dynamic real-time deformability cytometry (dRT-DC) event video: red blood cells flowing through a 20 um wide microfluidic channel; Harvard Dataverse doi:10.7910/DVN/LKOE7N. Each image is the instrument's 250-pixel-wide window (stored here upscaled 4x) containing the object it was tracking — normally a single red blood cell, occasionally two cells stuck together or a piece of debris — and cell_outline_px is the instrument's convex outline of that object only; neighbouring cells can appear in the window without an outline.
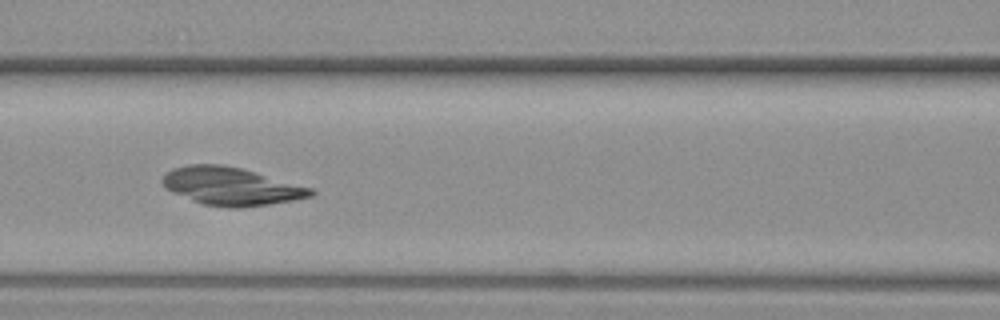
{"species": "common noctule bat (a hibernating species)", "species_latin": "Nyctalus noctula", "temperature_condition": "warm", "stored_images_in_passage": 42, "camera_frame_rate_fps": 3000, "um_per_image_px": 0.085, "animal": {"sex": "female", "body_mass_g": 19.3, "forearm_length_mm": 54.1}, "frame": {"image": 1, "passage_image": 15, "time_ms": 4.667, "image_size_px": [1000, 320], "cell_outline_px": [[316, 192], [312, 196], [296, 200], [240, 208], [232, 208], [204, 204], [192, 200], [172, 192], [164, 188], [160, 180], [172, 168], [188, 164], [220, 164], [240, 168], [312, 188]], "centroid_in_image_um": [19.62, 15.83], "position_along_channel_um": 147.0, "area_um2": 32.6}}
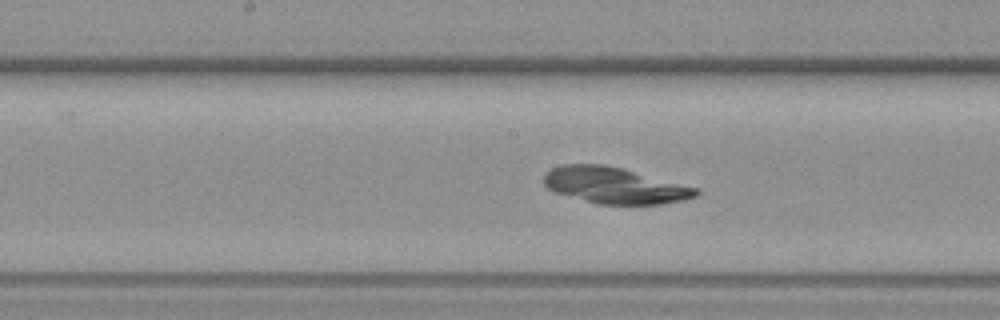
{"frame": {"image": 2, "passage_image": 19, "time_ms": 6.0, "image_size_px": [1000, 320], "cell_outline_px": [[700, 192], [696, 196], [684, 200], [660, 204], [600, 204], [552, 192], [544, 184], [544, 172], [560, 164], [604, 164], [624, 168], [700, 188]], "centroid_in_image_um": [52.25, 15.75], "position_along_channel_um": 196.0, "area_um2": 32.48}}
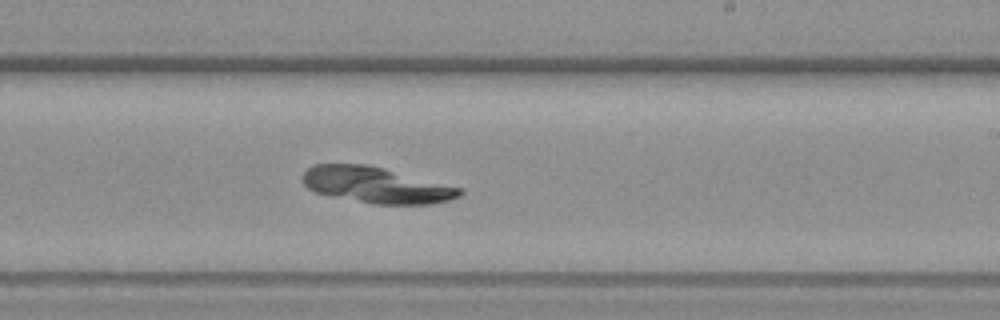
{"frame": {"image": 3, "passage_image": 24, "time_ms": 7.667, "image_size_px": [1000, 320], "cell_outline_px": [[464, 192], [460, 196], [448, 200], [432, 204], [372, 204], [316, 192], [308, 188], [304, 184], [304, 172], [312, 164], [368, 164], [464, 188]], "centroid_in_image_um": [32.03, 15.72], "position_along_channel_um": 257.0, "area_um2": 32.89}}